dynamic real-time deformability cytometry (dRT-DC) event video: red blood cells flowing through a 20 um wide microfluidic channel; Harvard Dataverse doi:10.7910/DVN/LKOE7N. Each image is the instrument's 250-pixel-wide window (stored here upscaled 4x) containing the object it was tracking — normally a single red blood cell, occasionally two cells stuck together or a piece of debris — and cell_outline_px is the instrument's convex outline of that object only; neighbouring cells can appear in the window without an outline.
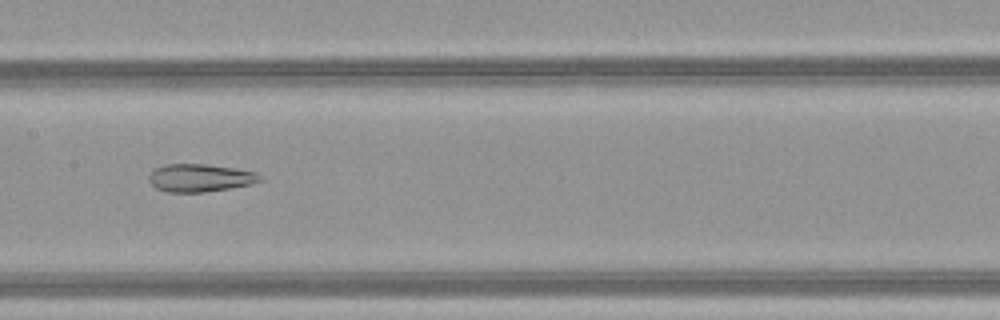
{"species": "common noctule bat (a hibernating species)", "species_latin": "Nyctalus noctula", "temperature_condition": "warm", "stored_images_in_passage": 42, "camera_frame_rate_fps": 3000, "um_per_image_px": 0.085, "animal": {"sex": "female", "body_mass_g": 21.9}, "frame": {"image": 1, "passage_image": 18, "time_ms": 5.667, "image_size_px": [1000, 320], "cell_outline_px": [[264, 180], [252, 184], [204, 192], [168, 192], [156, 188], [148, 180], [148, 176], [156, 168], [164, 164], [208, 164], [236, 168], [256, 172]], "centroid_in_image_um": [17.02, 15.11], "position_along_channel_um": 190.4, "area_um2": 18.03}}
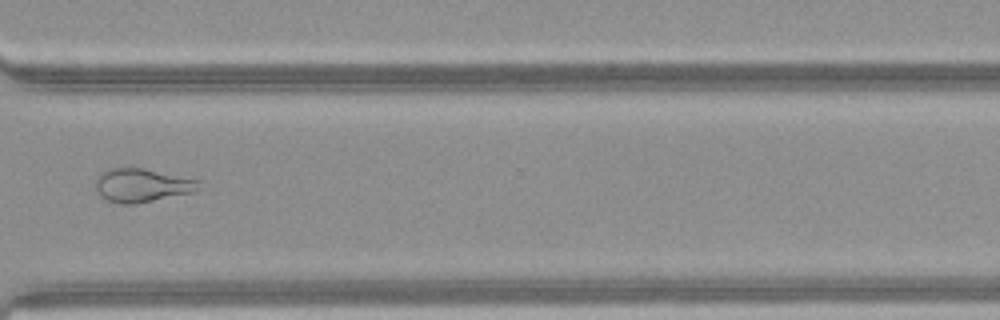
{"frame": {"image": 2, "passage_image": 30, "time_ms": 9.667, "image_size_px": [1000, 320], "cell_outline_px": [[200, 188], [192, 192], [136, 204], [120, 204], [108, 200], [100, 196], [96, 188], [96, 180], [100, 172], [108, 168], [144, 168], [200, 180]], "centroid_in_image_um": [12.05, 15.74], "position_along_channel_um": 358.5, "area_um2": 20.17}}
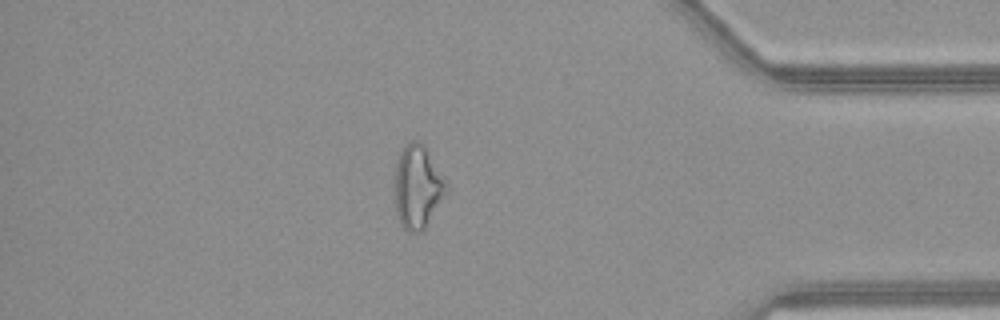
{"frame": {"image": 3, "passage_image": 35, "time_ms": 11.333, "image_size_px": [1000, 320], "cell_outline_px": [[448, 188], [424, 232], [408, 232], [400, 224], [396, 212], [396, 164], [400, 152], [404, 144], [412, 140], [420, 140], [424, 144], [448, 184]], "centroid_in_image_um": [35.51, 15.88], "position_along_channel_um": 399.7, "area_um2": 25.03}, "authors_computed_cell_mechanics": {"area_um2": 23.3801, "velocity_mm_per_s": 4.2104, "shape_relaxation_time_tau1_ms": null, "shape_relaxation_time_tau2_ms": 3.9191, "deformation_change_tau1": null, "deformation_change_tau2": 0.1286}}